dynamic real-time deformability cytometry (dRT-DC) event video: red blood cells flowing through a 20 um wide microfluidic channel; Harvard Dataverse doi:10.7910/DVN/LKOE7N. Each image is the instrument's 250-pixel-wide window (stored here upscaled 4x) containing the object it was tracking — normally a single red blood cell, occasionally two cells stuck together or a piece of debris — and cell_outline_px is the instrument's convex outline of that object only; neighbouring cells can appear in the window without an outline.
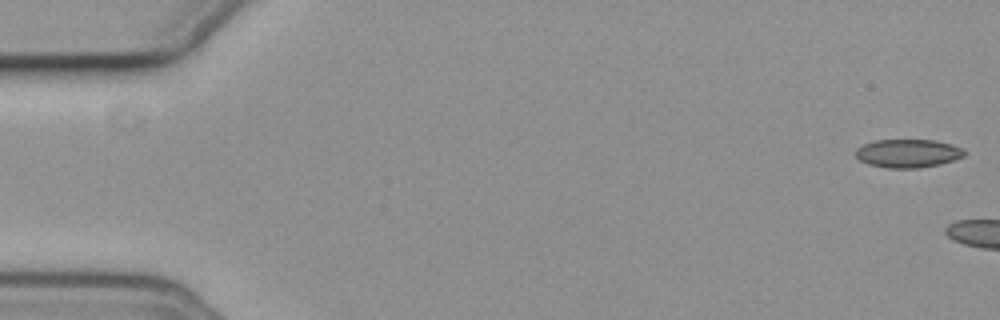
{"species": "common noctule bat (a hibernating species)", "species_latin": "Nyctalus noctula", "temperature_condition": "cold", "stored_images_in_passage": 6, "camera_frame_rate_fps": 3000, "um_per_image_px": 0.085, "animal": {"sex": "female", "body_mass_g": 19.3, "forearm_length_mm": 54.1}, "frame": {"image": 1, "passage_image": 1, "time_ms": 0.0, "image_size_px": [1000, 320], "cell_outline_px": [[964, 156], [940, 164], [920, 168], [888, 168], [868, 164], [860, 160], [852, 152], [856, 148], [864, 144], [876, 140], [932, 140], [952, 144], [964, 148]], "centroid_in_image_um": [77.14, 13.03], "position_along_channel_um": 7.9, "area_um2": 18.03}}